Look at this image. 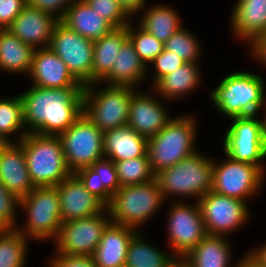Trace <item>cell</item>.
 Instances as JSON below:
<instances>
[{
	"instance_id": "obj_7",
	"label": "cell",
	"mask_w": 266,
	"mask_h": 267,
	"mask_svg": "<svg viewBox=\"0 0 266 267\" xmlns=\"http://www.w3.org/2000/svg\"><path fill=\"white\" fill-rule=\"evenodd\" d=\"M164 201L159 183L154 179L144 184L121 186L107 208L113 223L140 231Z\"/></svg>"
},
{
	"instance_id": "obj_51",
	"label": "cell",
	"mask_w": 266,
	"mask_h": 267,
	"mask_svg": "<svg viewBox=\"0 0 266 267\" xmlns=\"http://www.w3.org/2000/svg\"><path fill=\"white\" fill-rule=\"evenodd\" d=\"M7 144V142L0 136V147H3Z\"/></svg>"
},
{
	"instance_id": "obj_13",
	"label": "cell",
	"mask_w": 266,
	"mask_h": 267,
	"mask_svg": "<svg viewBox=\"0 0 266 267\" xmlns=\"http://www.w3.org/2000/svg\"><path fill=\"white\" fill-rule=\"evenodd\" d=\"M167 222L168 243L179 260L208 235L197 201L189 204L178 199L169 209Z\"/></svg>"
},
{
	"instance_id": "obj_16",
	"label": "cell",
	"mask_w": 266,
	"mask_h": 267,
	"mask_svg": "<svg viewBox=\"0 0 266 267\" xmlns=\"http://www.w3.org/2000/svg\"><path fill=\"white\" fill-rule=\"evenodd\" d=\"M55 187L59 196L62 223L99 214L107 208L99 198L86 190L75 173Z\"/></svg>"
},
{
	"instance_id": "obj_35",
	"label": "cell",
	"mask_w": 266,
	"mask_h": 267,
	"mask_svg": "<svg viewBox=\"0 0 266 267\" xmlns=\"http://www.w3.org/2000/svg\"><path fill=\"white\" fill-rule=\"evenodd\" d=\"M132 25L133 23L131 22L127 25L128 39L133 44L141 61L148 68V72H150L148 64H151L153 60L163 52L164 43L151 35L140 25H137L135 28Z\"/></svg>"
},
{
	"instance_id": "obj_28",
	"label": "cell",
	"mask_w": 266,
	"mask_h": 267,
	"mask_svg": "<svg viewBox=\"0 0 266 267\" xmlns=\"http://www.w3.org/2000/svg\"><path fill=\"white\" fill-rule=\"evenodd\" d=\"M34 51L9 30L0 29V71L29 75Z\"/></svg>"
},
{
	"instance_id": "obj_17",
	"label": "cell",
	"mask_w": 266,
	"mask_h": 267,
	"mask_svg": "<svg viewBox=\"0 0 266 267\" xmlns=\"http://www.w3.org/2000/svg\"><path fill=\"white\" fill-rule=\"evenodd\" d=\"M139 92L138 90L132 96L127 125L148 139L158 134L172 117L161 103L164 100H159L156 93L153 95V92L151 94Z\"/></svg>"
},
{
	"instance_id": "obj_3",
	"label": "cell",
	"mask_w": 266,
	"mask_h": 267,
	"mask_svg": "<svg viewBox=\"0 0 266 267\" xmlns=\"http://www.w3.org/2000/svg\"><path fill=\"white\" fill-rule=\"evenodd\" d=\"M196 126L191 114L173 116L158 134L147 139V154L155 174L198 151Z\"/></svg>"
},
{
	"instance_id": "obj_2",
	"label": "cell",
	"mask_w": 266,
	"mask_h": 267,
	"mask_svg": "<svg viewBox=\"0 0 266 267\" xmlns=\"http://www.w3.org/2000/svg\"><path fill=\"white\" fill-rule=\"evenodd\" d=\"M264 80L261 76L245 71L225 76L210 99L226 117L256 116L266 102Z\"/></svg>"
},
{
	"instance_id": "obj_27",
	"label": "cell",
	"mask_w": 266,
	"mask_h": 267,
	"mask_svg": "<svg viewBox=\"0 0 266 267\" xmlns=\"http://www.w3.org/2000/svg\"><path fill=\"white\" fill-rule=\"evenodd\" d=\"M198 65L200 64H183L172 73L160 78L151 89L158 96H161V99L164 97L165 101H176V99L183 98L190 94L189 92H193L195 88L198 89L201 84L202 75Z\"/></svg>"
},
{
	"instance_id": "obj_34",
	"label": "cell",
	"mask_w": 266,
	"mask_h": 267,
	"mask_svg": "<svg viewBox=\"0 0 266 267\" xmlns=\"http://www.w3.org/2000/svg\"><path fill=\"white\" fill-rule=\"evenodd\" d=\"M114 163L120 186L144 184L155 179L148 154Z\"/></svg>"
},
{
	"instance_id": "obj_23",
	"label": "cell",
	"mask_w": 266,
	"mask_h": 267,
	"mask_svg": "<svg viewBox=\"0 0 266 267\" xmlns=\"http://www.w3.org/2000/svg\"><path fill=\"white\" fill-rule=\"evenodd\" d=\"M115 60L111 71L99 83L136 88L148 77V68L141 61L129 39L121 46Z\"/></svg>"
},
{
	"instance_id": "obj_47",
	"label": "cell",
	"mask_w": 266,
	"mask_h": 267,
	"mask_svg": "<svg viewBox=\"0 0 266 267\" xmlns=\"http://www.w3.org/2000/svg\"><path fill=\"white\" fill-rule=\"evenodd\" d=\"M236 267H266V265L256 258L251 252L245 254L236 263Z\"/></svg>"
},
{
	"instance_id": "obj_45",
	"label": "cell",
	"mask_w": 266,
	"mask_h": 267,
	"mask_svg": "<svg viewBox=\"0 0 266 267\" xmlns=\"http://www.w3.org/2000/svg\"><path fill=\"white\" fill-rule=\"evenodd\" d=\"M250 56L256 60H260L259 62L262 65H266V33L257 37L250 45H249Z\"/></svg>"
},
{
	"instance_id": "obj_39",
	"label": "cell",
	"mask_w": 266,
	"mask_h": 267,
	"mask_svg": "<svg viewBox=\"0 0 266 267\" xmlns=\"http://www.w3.org/2000/svg\"><path fill=\"white\" fill-rule=\"evenodd\" d=\"M75 174L88 192L99 198L106 206L110 204L113 194L104 185H100V176L91 167L82 168Z\"/></svg>"
},
{
	"instance_id": "obj_24",
	"label": "cell",
	"mask_w": 266,
	"mask_h": 267,
	"mask_svg": "<svg viewBox=\"0 0 266 267\" xmlns=\"http://www.w3.org/2000/svg\"><path fill=\"white\" fill-rule=\"evenodd\" d=\"M61 22L70 30L91 41H97L114 27L93 10L84 0H75Z\"/></svg>"
},
{
	"instance_id": "obj_12",
	"label": "cell",
	"mask_w": 266,
	"mask_h": 267,
	"mask_svg": "<svg viewBox=\"0 0 266 267\" xmlns=\"http://www.w3.org/2000/svg\"><path fill=\"white\" fill-rule=\"evenodd\" d=\"M111 222L106 208L99 214L62 223L54 239L55 253L91 257Z\"/></svg>"
},
{
	"instance_id": "obj_15",
	"label": "cell",
	"mask_w": 266,
	"mask_h": 267,
	"mask_svg": "<svg viewBox=\"0 0 266 267\" xmlns=\"http://www.w3.org/2000/svg\"><path fill=\"white\" fill-rule=\"evenodd\" d=\"M197 202L208 235L229 237L228 233L238 231L250 217L247 202L213 191Z\"/></svg>"
},
{
	"instance_id": "obj_1",
	"label": "cell",
	"mask_w": 266,
	"mask_h": 267,
	"mask_svg": "<svg viewBox=\"0 0 266 267\" xmlns=\"http://www.w3.org/2000/svg\"><path fill=\"white\" fill-rule=\"evenodd\" d=\"M19 95L28 133L59 135L83 113V88H42L32 85Z\"/></svg>"
},
{
	"instance_id": "obj_14",
	"label": "cell",
	"mask_w": 266,
	"mask_h": 267,
	"mask_svg": "<svg viewBox=\"0 0 266 267\" xmlns=\"http://www.w3.org/2000/svg\"><path fill=\"white\" fill-rule=\"evenodd\" d=\"M48 47L62 59L83 86L92 83L93 41L70 30L59 21L54 27Z\"/></svg>"
},
{
	"instance_id": "obj_18",
	"label": "cell",
	"mask_w": 266,
	"mask_h": 267,
	"mask_svg": "<svg viewBox=\"0 0 266 267\" xmlns=\"http://www.w3.org/2000/svg\"><path fill=\"white\" fill-rule=\"evenodd\" d=\"M42 88H84L67 65L49 47L35 49L29 75Z\"/></svg>"
},
{
	"instance_id": "obj_43",
	"label": "cell",
	"mask_w": 266,
	"mask_h": 267,
	"mask_svg": "<svg viewBox=\"0 0 266 267\" xmlns=\"http://www.w3.org/2000/svg\"><path fill=\"white\" fill-rule=\"evenodd\" d=\"M27 5V0H2L0 4V29H7Z\"/></svg>"
},
{
	"instance_id": "obj_21",
	"label": "cell",
	"mask_w": 266,
	"mask_h": 267,
	"mask_svg": "<svg viewBox=\"0 0 266 267\" xmlns=\"http://www.w3.org/2000/svg\"><path fill=\"white\" fill-rule=\"evenodd\" d=\"M139 232L135 228L111 222L91 256L96 267H124L129 243Z\"/></svg>"
},
{
	"instance_id": "obj_38",
	"label": "cell",
	"mask_w": 266,
	"mask_h": 267,
	"mask_svg": "<svg viewBox=\"0 0 266 267\" xmlns=\"http://www.w3.org/2000/svg\"><path fill=\"white\" fill-rule=\"evenodd\" d=\"M19 199L0 181V229H16Z\"/></svg>"
},
{
	"instance_id": "obj_50",
	"label": "cell",
	"mask_w": 266,
	"mask_h": 267,
	"mask_svg": "<svg viewBox=\"0 0 266 267\" xmlns=\"http://www.w3.org/2000/svg\"><path fill=\"white\" fill-rule=\"evenodd\" d=\"M173 267H187V266L179 260Z\"/></svg>"
},
{
	"instance_id": "obj_48",
	"label": "cell",
	"mask_w": 266,
	"mask_h": 267,
	"mask_svg": "<svg viewBox=\"0 0 266 267\" xmlns=\"http://www.w3.org/2000/svg\"><path fill=\"white\" fill-rule=\"evenodd\" d=\"M256 258L266 265V244L254 248V250H249Z\"/></svg>"
},
{
	"instance_id": "obj_44",
	"label": "cell",
	"mask_w": 266,
	"mask_h": 267,
	"mask_svg": "<svg viewBox=\"0 0 266 267\" xmlns=\"http://www.w3.org/2000/svg\"><path fill=\"white\" fill-rule=\"evenodd\" d=\"M48 265L49 267H96L90 256L64 254H54Z\"/></svg>"
},
{
	"instance_id": "obj_46",
	"label": "cell",
	"mask_w": 266,
	"mask_h": 267,
	"mask_svg": "<svg viewBox=\"0 0 266 267\" xmlns=\"http://www.w3.org/2000/svg\"><path fill=\"white\" fill-rule=\"evenodd\" d=\"M124 10L132 17L138 15L147 5V0H117Z\"/></svg>"
},
{
	"instance_id": "obj_29",
	"label": "cell",
	"mask_w": 266,
	"mask_h": 267,
	"mask_svg": "<svg viewBox=\"0 0 266 267\" xmlns=\"http://www.w3.org/2000/svg\"><path fill=\"white\" fill-rule=\"evenodd\" d=\"M128 39L127 26L114 28L110 33L94 41L92 83L100 82L112 69L120 48Z\"/></svg>"
},
{
	"instance_id": "obj_9",
	"label": "cell",
	"mask_w": 266,
	"mask_h": 267,
	"mask_svg": "<svg viewBox=\"0 0 266 267\" xmlns=\"http://www.w3.org/2000/svg\"><path fill=\"white\" fill-rule=\"evenodd\" d=\"M58 137L72 173L105 158L103 133L84 113Z\"/></svg>"
},
{
	"instance_id": "obj_41",
	"label": "cell",
	"mask_w": 266,
	"mask_h": 267,
	"mask_svg": "<svg viewBox=\"0 0 266 267\" xmlns=\"http://www.w3.org/2000/svg\"><path fill=\"white\" fill-rule=\"evenodd\" d=\"M185 63L186 62L180 57L164 49L163 52L151 63L156 69L154 75H152V77H154L152 85H154L160 78L172 73L176 68L181 67Z\"/></svg>"
},
{
	"instance_id": "obj_49",
	"label": "cell",
	"mask_w": 266,
	"mask_h": 267,
	"mask_svg": "<svg viewBox=\"0 0 266 267\" xmlns=\"http://www.w3.org/2000/svg\"><path fill=\"white\" fill-rule=\"evenodd\" d=\"M263 113L265 114V116L263 117V127H264V136H265V140H266V102H265V105H264V108H263Z\"/></svg>"
},
{
	"instance_id": "obj_8",
	"label": "cell",
	"mask_w": 266,
	"mask_h": 267,
	"mask_svg": "<svg viewBox=\"0 0 266 267\" xmlns=\"http://www.w3.org/2000/svg\"><path fill=\"white\" fill-rule=\"evenodd\" d=\"M19 208L24 210L26 221L16 229L27 239L35 241L56 238L62 225L58 191L55 186L34 187L19 199Z\"/></svg>"
},
{
	"instance_id": "obj_25",
	"label": "cell",
	"mask_w": 266,
	"mask_h": 267,
	"mask_svg": "<svg viewBox=\"0 0 266 267\" xmlns=\"http://www.w3.org/2000/svg\"><path fill=\"white\" fill-rule=\"evenodd\" d=\"M104 155L111 161H123L147 154V138L126 125L103 133Z\"/></svg>"
},
{
	"instance_id": "obj_20",
	"label": "cell",
	"mask_w": 266,
	"mask_h": 267,
	"mask_svg": "<svg viewBox=\"0 0 266 267\" xmlns=\"http://www.w3.org/2000/svg\"><path fill=\"white\" fill-rule=\"evenodd\" d=\"M0 181L18 199L27 196L35 187L29 176L24 150L18 143L0 147Z\"/></svg>"
},
{
	"instance_id": "obj_33",
	"label": "cell",
	"mask_w": 266,
	"mask_h": 267,
	"mask_svg": "<svg viewBox=\"0 0 266 267\" xmlns=\"http://www.w3.org/2000/svg\"><path fill=\"white\" fill-rule=\"evenodd\" d=\"M28 242L17 229H0V267H25Z\"/></svg>"
},
{
	"instance_id": "obj_42",
	"label": "cell",
	"mask_w": 266,
	"mask_h": 267,
	"mask_svg": "<svg viewBox=\"0 0 266 267\" xmlns=\"http://www.w3.org/2000/svg\"><path fill=\"white\" fill-rule=\"evenodd\" d=\"M75 0H27L30 7L39 9L55 16L59 21L66 14L67 9Z\"/></svg>"
},
{
	"instance_id": "obj_31",
	"label": "cell",
	"mask_w": 266,
	"mask_h": 267,
	"mask_svg": "<svg viewBox=\"0 0 266 267\" xmlns=\"http://www.w3.org/2000/svg\"><path fill=\"white\" fill-rule=\"evenodd\" d=\"M146 8L143 9L144 15L141 17L139 25L161 42L165 43L182 28L181 17L173 7L156 4L151 5L150 8L146 6Z\"/></svg>"
},
{
	"instance_id": "obj_40",
	"label": "cell",
	"mask_w": 266,
	"mask_h": 267,
	"mask_svg": "<svg viewBox=\"0 0 266 267\" xmlns=\"http://www.w3.org/2000/svg\"><path fill=\"white\" fill-rule=\"evenodd\" d=\"M90 167L100 176V185H104L112 194L121 187L114 161L104 158Z\"/></svg>"
},
{
	"instance_id": "obj_5",
	"label": "cell",
	"mask_w": 266,
	"mask_h": 267,
	"mask_svg": "<svg viewBox=\"0 0 266 267\" xmlns=\"http://www.w3.org/2000/svg\"><path fill=\"white\" fill-rule=\"evenodd\" d=\"M214 160L200 151L155 174L165 202L167 197H192L198 201L212 190Z\"/></svg>"
},
{
	"instance_id": "obj_32",
	"label": "cell",
	"mask_w": 266,
	"mask_h": 267,
	"mask_svg": "<svg viewBox=\"0 0 266 267\" xmlns=\"http://www.w3.org/2000/svg\"><path fill=\"white\" fill-rule=\"evenodd\" d=\"M27 133L20 95L0 99V136L7 143H18ZM13 135H17L15 141L10 138Z\"/></svg>"
},
{
	"instance_id": "obj_6",
	"label": "cell",
	"mask_w": 266,
	"mask_h": 267,
	"mask_svg": "<svg viewBox=\"0 0 266 267\" xmlns=\"http://www.w3.org/2000/svg\"><path fill=\"white\" fill-rule=\"evenodd\" d=\"M97 85L101 84L95 82L84 86L83 113L102 133L126 126L131 99L137 88L103 85L104 88L99 89Z\"/></svg>"
},
{
	"instance_id": "obj_36",
	"label": "cell",
	"mask_w": 266,
	"mask_h": 267,
	"mask_svg": "<svg viewBox=\"0 0 266 267\" xmlns=\"http://www.w3.org/2000/svg\"><path fill=\"white\" fill-rule=\"evenodd\" d=\"M182 27L175 32L165 43L164 49L180 57L186 63H199L202 51L195 34ZM201 49V50H200Z\"/></svg>"
},
{
	"instance_id": "obj_26",
	"label": "cell",
	"mask_w": 266,
	"mask_h": 267,
	"mask_svg": "<svg viewBox=\"0 0 266 267\" xmlns=\"http://www.w3.org/2000/svg\"><path fill=\"white\" fill-rule=\"evenodd\" d=\"M230 245L225 236L207 235L180 261L187 267H230L233 260Z\"/></svg>"
},
{
	"instance_id": "obj_37",
	"label": "cell",
	"mask_w": 266,
	"mask_h": 267,
	"mask_svg": "<svg viewBox=\"0 0 266 267\" xmlns=\"http://www.w3.org/2000/svg\"><path fill=\"white\" fill-rule=\"evenodd\" d=\"M84 1L114 28L126 27L132 19L117 0Z\"/></svg>"
},
{
	"instance_id": "obj_10",
	"label": "cell",
	"mask_w": 266,
	"mask_h": 267,
	"mask_svg": "<svg viewBox=\"0 0 266 267\" xmlns=\"http://www.w3.org/2000/svg\"><path fill=\"white\" fill-rule=\"evenodd\" d=\"M228 127L224 140L223 151L231 159L254 164L266 171V140L263 120L257 116L234 117Z\"/></svg>"
},
{
	"instance_id": "obj_22",
	"label": "cell",
	"mask_w": 266,
	"mask_h": 267,
	"mask_svg": "<svg viewBox=\"0 0 266 267\" xmlns=\"http://www.w3.org/2000/svg\"><path fill=\"white\" fill-rule=\"evenodd\" d=\"M230 16L231 32L248 46L266 33V0H237Z\"/></svg>"
},
{
	"instance_id": "obj_30",
	"label": "cell",
	"mask_w": 266,
	"mask_h": 267,
	"mask_svg": "<svg viewBox=\"0 0 266 267\" xmlns=\"http://www.w3.org/2000/svg\"><path fill=\"white\" fill-rule=\"evenodd\" d=\"M178 261L174 254L152 246L137 232L129 243L124 267H173Z\"/></svg>"
},
{
	"instance_id": "obj_4",
	"label": "cell",
	"mask_w": 266,
	"mask_h": 267,
	"mask_svg": "<svg viewBox=\"0 0 266 267\" xmlns=\"http://www.w3.org/2000/svg\"><path fill=\"white\" fill-rule=\"evenodd\" d=\"M18 144L35 187L56 186L72 174L58 135L27 133Z\"/></svg>"
},
{
	"instance_id": "obj_11",
	"label": "cell",
	"mask_w": 266,
	"mask_h": 267,
	"mask_svg": "<svg viewBox=\"0 0 266 267\" xmlns=\"http://www.w3.org/2000/svg\"><path fill=\"white\" fill-rule=\"evenodd\" d=\"M224 156L227 159L222 163L214 160L211 191L248 202L264 186L266 172L257 165L236 161L226 154Z\"/></svg>"
},
{
	"instance_id": "obj_19",
	"label": "cell",
	"mask_w": 266,
	"mask_h": 267,
	"mask_svg": "<svg viewBox=\"0 0 266 267\" xmlns=\"http://www.w3.org/2000/svg\"><path fill=\"white\" fill-rule=\"evenodd\" d=\"M58 22L55 16L27 4L7 30L34 49L47 48Z\"/></svg>"
}]
</instances>
